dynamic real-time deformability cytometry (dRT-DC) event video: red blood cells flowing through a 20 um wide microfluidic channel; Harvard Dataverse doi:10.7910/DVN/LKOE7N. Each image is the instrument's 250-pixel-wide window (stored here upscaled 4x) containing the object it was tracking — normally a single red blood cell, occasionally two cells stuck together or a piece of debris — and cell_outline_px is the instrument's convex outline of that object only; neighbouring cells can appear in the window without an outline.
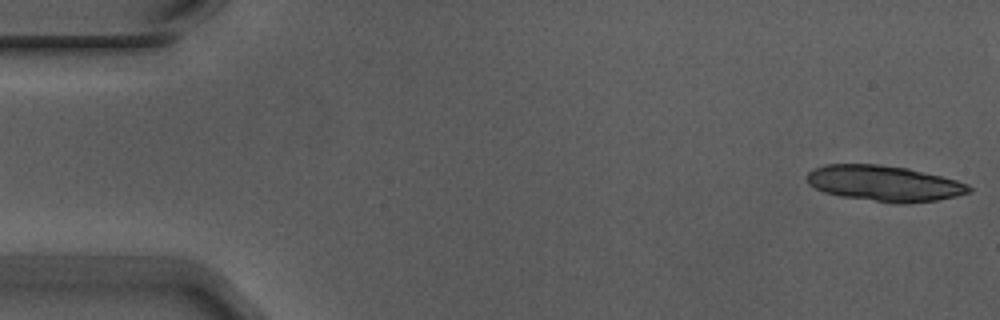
{"species": "Egyptian fruit bat (a non-hibernating species)", "species_latin": "Rousettus aegyptiacus", "temperature_condition": "warm", "stored_images_in_passage": 6, "camera_frame_rate_fps": 3000, "um_per_image_px": 0.085, "animal": {"sex": "male"}, "frame": {"image": 1, "passage_image": 1, "time_ms": 0.0, "image_size_px": [1000, 320], "cell_outline_px": [[972, 192], [956, 196], [936, 200], [900, 204], [840, 196], [824, 192], [808, 184], [808, 172], [816, 168], [828, 164], [880, 164], [908, 168], [956, 180], [968, 184], [972, 188]], "centroid_in_image_um": [75.18, 15.59], "position_along_channel_um": 9.8, "area_um2": 33.52}}